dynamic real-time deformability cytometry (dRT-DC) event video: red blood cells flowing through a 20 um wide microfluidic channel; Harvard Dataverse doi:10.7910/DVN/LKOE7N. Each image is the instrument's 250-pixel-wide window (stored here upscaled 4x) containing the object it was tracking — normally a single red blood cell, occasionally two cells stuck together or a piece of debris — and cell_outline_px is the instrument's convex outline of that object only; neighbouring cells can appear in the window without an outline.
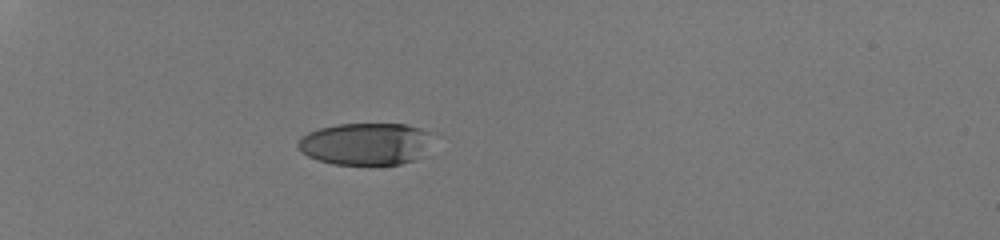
{"species": "human", "species_latin": "Homo sapiens", "temperature_condition": "room temperature", "stored_images_in_passage": 35, "camera_frame_rate_fps": 3000, "um_per_image_px": 0.085, "donor": {"sex": "male"}, "frame": {"image": 1, "passage_image": 1, "time_ms": 0.0, "image_size_px": [1000, 240], "cell_outline_px": [[428, 132], [424, 156], [400, 164], [332, 164], [308, 156], [300, 152], [296, 144], [300, 136], [308, 132], [320, 128], [336, 124], [404, 124], [420, 128]], "centroid_in_image_um": [30.99, 12.22], "position_along_channel_um": 54.0, "area_um2": 32.77}}
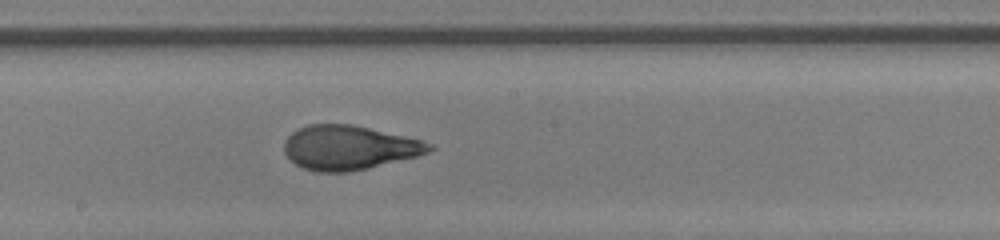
{"frame": {"image": 2, "passage_image": 16, "time_ms": 5.0, "image_size_px": [1000, 240], "cell_outline_px": [[436, 148], [428, 152], [416, 156], [368, 168], [348, 172], [316, 172], [304, 168], [296, 164], [284, 152], [284, 140], [292, 132], [308, 124], [352, 124], [404, 136], [420, 140], [432, 144]], "centroid_in_image_um": [29.65, 12.55], "position_along_channel_um": 218.6, "area_um2": 37.17}}
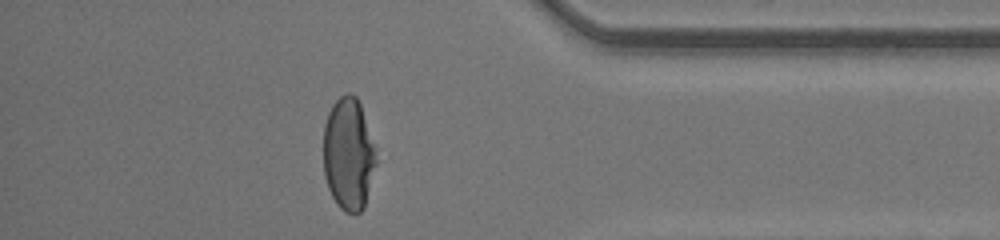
{"frame": {"image": 3, "passage_image": 30, "time_ms": 9.667, "image_size_px": [1000, 240], "cell_outline_px": [[380, 160], [364, 208], [360, 212], [344, 212], [336, 204], [328, 188], [324, 176], [324, 124], [328, 112], [332, 104], [340, 96], [348, 92], [352, 92], [356, 96], [360, 104]], "centroid_in_image_um": [29.66, 13.11], "position_along_channel_um": 405.5, "area_um2": 35.37}, "authors_computed_cell_mechanics": {"area_um2": 36.9342, "velocity_mm_per_s": 4.2923, "shape_relaxation_time_tau1_ms": 4.531, "shape_relaxation_time_tau2_ms": null, "deformation_change_tau1": 0.231, "deformation_change_tau2": null}}